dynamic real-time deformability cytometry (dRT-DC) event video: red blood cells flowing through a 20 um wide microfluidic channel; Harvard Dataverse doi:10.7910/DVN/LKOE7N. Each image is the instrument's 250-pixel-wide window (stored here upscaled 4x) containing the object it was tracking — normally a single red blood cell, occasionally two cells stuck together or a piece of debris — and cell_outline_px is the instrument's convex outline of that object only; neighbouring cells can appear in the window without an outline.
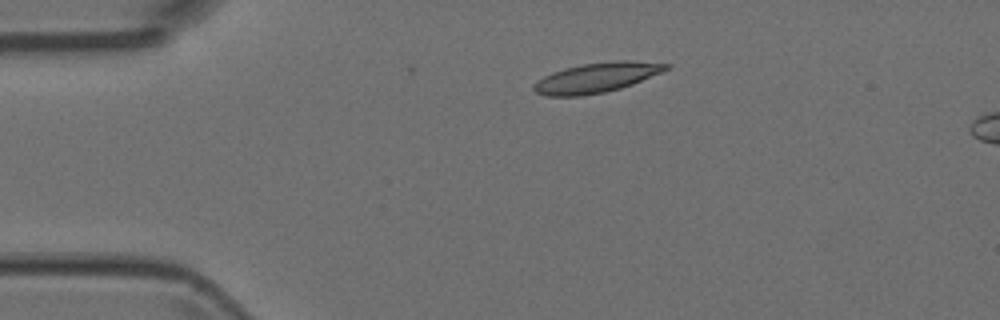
{"species": "Egyptian fruit bat (a non-hibernating species)", "species_latin": "Rousettus aegyptiacus", "temperature_condition": "room temperature", "stored_images_in_passage": 2, "camera_frame_rate_fps": 3000, "um_per_image_px": 0.085, "animal": {"sex": "female"}, "frame": {"image": 1, "passage_image": 1, "time_ms": 0.0, "image_size_px": [1000, 320], "cell_outline_px": [[672, 64], [668, 68], [660, 72], [632, 84], [620, 88], [604, 92], [580, 96], [544, 96], [536, 92], [532, 88], [532, 84], [544, 76], [552, 72], [564, 68], [580, 64], [612, 60], [628, 60]], "centroid_in_image_um": [50.65, 6.59], "position_along_channel_um": 34.3, "area_um2": 23.0}}